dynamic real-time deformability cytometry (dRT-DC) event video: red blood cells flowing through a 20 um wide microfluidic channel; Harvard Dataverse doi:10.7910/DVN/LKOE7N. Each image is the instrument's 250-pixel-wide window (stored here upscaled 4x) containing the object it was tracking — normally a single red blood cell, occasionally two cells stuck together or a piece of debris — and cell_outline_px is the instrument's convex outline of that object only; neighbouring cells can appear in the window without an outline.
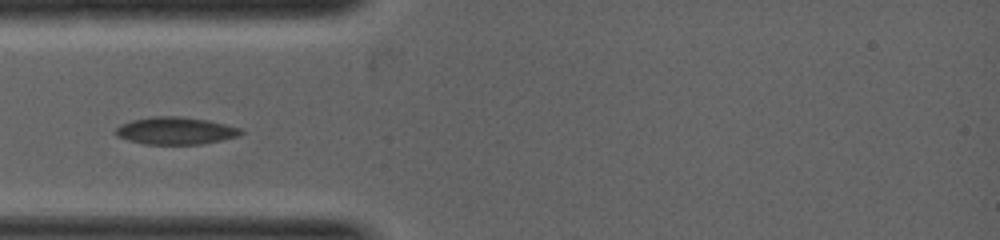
{"species": "common noctule bat (a hibernating species)", "species_latin": "Nyctalus noctula", "temperature_condition": "warm", "stored_images_in_passage": 22, "camera_frame_rate_fps": 5000, "um_per_image_px": 0.085, "animal": {"sex": "female", "body_mass_g": 19.0, "forearm_length_mm": 53.3}, "frame": {"image": 1, "passage_image": 1, "time_ms": 0.0, "image_size_px": [1000, 240], "cell_outline_px": [[244, 132], [236, 136], [220, 140], [200, 144], [144, 144], [116, 136], [116, 128], [120, 124], [132, 120], [152, 116], [180, 116], [208, 120], [240, 128]], "centroid_in_image_um": [14.89, 11.1], "position_along_channel_um": 70.1, "area_um2": 19.77}}
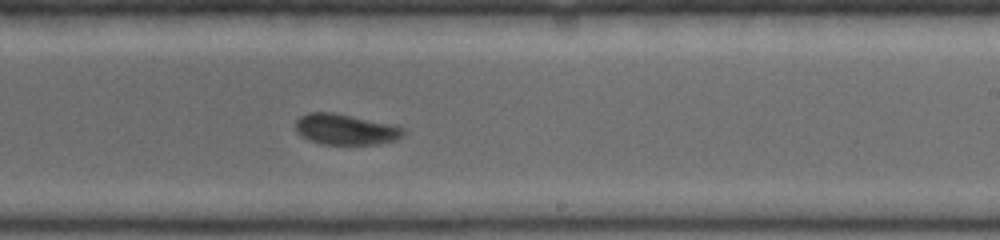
{"frame": {"image": 2, "passage_image": 12, "time_ms": 2.4, "image_size_px": [1000, 240], "cell_outline_px": [[404, 136], [396, 140], [376, 144], [324, 144], [308, 140], [296, 132], [296, 120], [300, 116], [308, 112], [332, 112], [396, 124], [404, 128]], "centroid_in_image_um": [29.4, 10.99], "position_along_channel_um": 259.6, "area_um2": 19.54}}
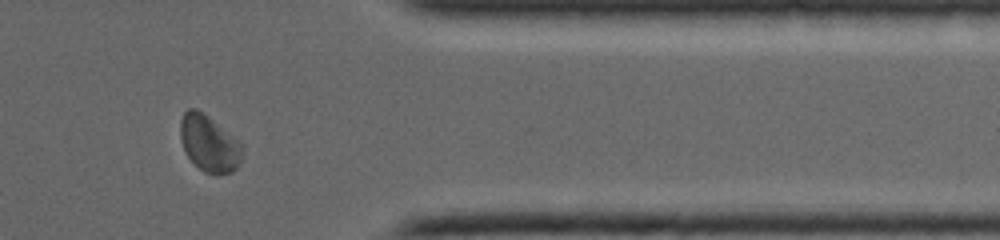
{"frame": {"image": 3, "passage_image": 20, "time_ms": 4.2, "image_size_px": [1000, 240], "cell_outline_px": [[244, 144], [240, 160], [236, 168], [232, 172], [216, 176], [204, 172], [188, 156], [184, 148], [180, 136], [180, 120], [184, 112], [188, 108], [196, 108]], "centroid_in_image_um": [17.79, 12.21], "position_along_channel_um": 393.6, "area_um2": 20.23}}